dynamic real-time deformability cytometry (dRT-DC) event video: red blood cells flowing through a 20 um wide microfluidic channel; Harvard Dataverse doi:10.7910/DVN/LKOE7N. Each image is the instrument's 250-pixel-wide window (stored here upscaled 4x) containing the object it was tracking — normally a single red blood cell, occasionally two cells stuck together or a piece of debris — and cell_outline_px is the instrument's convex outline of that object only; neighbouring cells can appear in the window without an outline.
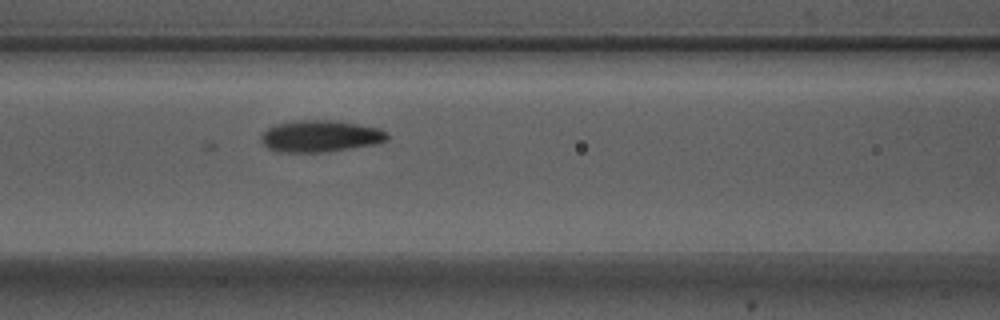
{"species": "Egyptian fruit bat (a non-hibernating species)", "species_latin": "Rousettus aegyptiacus", "temperature_condition": "warm", "stored_images_in_passage": 8, "camera_frame_rate_fps": 3000, "um_per_image_px": 0.085, "animal": {"sex": "male"}, "frame": {"image": 1, "passage_image": 8, "time_ms": 2.333, "image_size_px": [1000, 320], "cell_outline_px": [[388, 140], [376, 144], [328, 152], [276, 152], [268, 148], [260, 140], [260, 136], [268, 128], [276, 124], [296, 120], [332, 120], [380, 128], [388, 132]], "centroid_in_image_um": [27.23, 11.58], "position_along_channel_um": 139.4, "area_um2": 23.47}}